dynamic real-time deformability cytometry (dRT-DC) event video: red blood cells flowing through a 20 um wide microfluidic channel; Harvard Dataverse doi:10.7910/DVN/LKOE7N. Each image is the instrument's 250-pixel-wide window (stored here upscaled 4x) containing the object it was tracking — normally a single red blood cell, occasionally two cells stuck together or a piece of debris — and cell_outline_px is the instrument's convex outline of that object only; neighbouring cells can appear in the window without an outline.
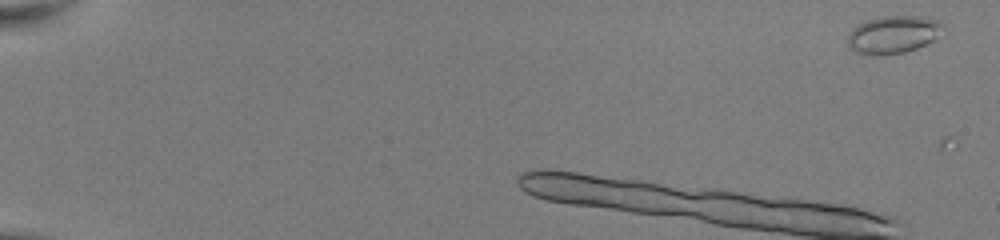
{"species": "common noctule bat (a hibernating species)", "species_latin": "Nyctalus noctula", "temperature_condition": "room temperature", "stored_images_in_passage": 3, "camera_frame_rate_fps": 3000, "um_per_image_px": 0.085, "animal": {"sex": "female", "body_mass_g": 22.0, "forearm_length_mm": 56.7}, "frame": {"image": 1, "passage_image": 2, "time_ms": 0.333, "image_size_px": [1000, 240], "cell_outline_px": [[944, 24], [932, 40], [916, 48], [904, 52], [856, 52], [848, 48], [848, 32], [852, 28], [868, 20], [880, 16], [924, 16], [936, 20]], "centroid_in_image_um": [75.89, 2.88], "position_along_channel_um": 9.1, "area_um2": 20.0}}